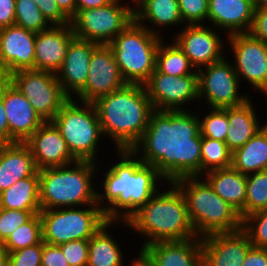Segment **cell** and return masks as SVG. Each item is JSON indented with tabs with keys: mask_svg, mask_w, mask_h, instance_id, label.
<instances>
[{
	"mask_svg": "<svg viewBox=\"0 0 267 266\" xmlns=\"http://www.w3.org/2000/svg\"><path fill=\"white\" fill-rule=\"evenodd\" d=\"M192 110H154L141 139L131 149L169 182L201 176L200 121Z\"/></svg>",
	"mask_w": 267,
	"mask_h": 266,
	"instance_id": "6da1fadb",
	"label": "cell"
},
{
	"mask_svg": "<svg viewBox=\"0 0 267 266\" xmlns=\"http://www.w3.org/2000/svg\"><path fill=\"white\" fill-rule=\"evenodd\" d=\"M117 159L99 175L97 205L110 221H127L144 206L167 181L153 165L144 164L132 150H115ZM163 182V183H162ZM160 184V185H159ZM160 186V187H159ZM103 187V188H102Z\"/></svg>",
	"mask_w": 267,
	"mask_h": 266,
	"instance_id": "7a4b0ae2",
	"label": "cell"
},
{
	"mask_svg": "<svg viewBox=\"0 0 267 266\" xmlns=\"http://www.w3.org/2000/svg\"><path fill=\"white\" fill-rule=\"evenodd\" d=\"M103 136L115 150H131L141 139L154 111L144 85L126 83L93 102Z\"/></svg>",
	"mask_w": 267,
	"mask_h": 266,
	"instance_id": "3957f363",
	"label": "cell"
},
{
	"mask_svg": "<svg viewBox=\"0 0 267 266\" xmlns=\"http://www.w3.org/2000/svg\"><path fill=\"white\" fill-rule=\"evenodd\" d=\"M165 188L155 193L127 221H117L118 225H123V229L124 226L125 229L130 228L145 239L139 249L159 241L198 238L188 215L184 195L173 182L166 183Z\"/></svg>",
	"mask_w": 267,
	"mask_h": 266,
	"instance_id": "277c9868",
	"label": "cell"
},
{
	"mask_svg": "<svg viewBox=\"0 0 267 266\" xmlns=\"http://www.w3.org/2000/svg\"><path fill=\"white\" fill-rule=\"evenodd\" d=\"M98 163L76 161L39 170L41 210L97 205V185L93 184V177Z\"/></svg>",
	"mask_w": 267,
	"mask_h": 266,
	"instance_id": "5b68a950",
	"label": "cell"
},
{
	"mask_svg": "<svg viewBox=\"0 0 267 266\" xmlns=\"http://www.w3.org/2000/svg\"><path fill=\"white\" fill-rule=\"evenodd\" d=\"M202 178L182 177L173 182L185 197L188 215L197 237L241 229L240 214Z\"/></svg>",
	"mask_w": 267,
	"mask_h": 266,
	"instance_id": "8992f818",
	"label": "cell"
},
{
	"mask_svg": "<svg viewBox=\"0 0 267 266\" xmlns=\"http://www.w3.org/2000/svg\"><path fill=\"white\" fill-rule=\"evenodd\" d=\"M162 39L133 20L111 41L109 46L126 83L144 85L149 80Z\"/></svg>",
	"mask_w": 267,
	"mask_h": 266,
	"instance_id": "52a82bcc",
	"label": "cell"
},
{
	"mask_svg": "<svg viewBox=\"0 0 267 266\" xmlns=\"http://www.w3.org/2000/svg\"><path fill=\"white\" fill-rule=\"evenodd\" d=\"M78 161L97 162L99 142L103 138L94 103L70 98L51 120Z\"/></svg>",
	"mask_w": 267,
	"mask_h": 266,
	"instance_id": "ba28073f",
	"label": "cell"
},
{
	"mask_svg": "<svg viewBox=\"0 0 267 266\" xmlns=\"http://www.w3.org/2000/svg\"><path fill=\"white\" fill-rule=\"evenodd\" d=\"M42 241L60 245L90 239L108 220L98 205L41 210Z\"/></svg>",
	"mask_w": 267,
	"mask_h": 266,
	"instance_id": "9c48e42d",
	"label": "cell"
},
{
	"mask_svg": "<svg viewBox=\"0 0 267 266\" xmlns=\"http://www.w3.org/2000/svg\"><path fill=\"white\" fill-rule=\"evenodd\" d=\"M133 20L134 6L115 0L109 5L79 10L71 19V25L75 37L109 45Z\"/></svg>",
	"mask_w": 267,
	"mask_h": 266,
	"instance_id": "30bf717a",
	"label": "cell"
},
{
	"mask_svg": "<svg viewBox=\"0 0 267 266\" xmlns=\"http://www.w3.org/2000/svg\"><path fill=\"white\" fill-rule=\"evenodd\" d=\"M227 58L197 70L199 102H206L205 108L238 107L250 99L249 94L239 92V78Z\"/></svg>",
	"mask_w": 267,
	"mask_h": 266,
	"instance_id": "8fae6325",
	"label": "cell"
},
{
	"mask_svg": "<svg viewBox=\"0 0 267 266\" xmlns=\"http://www.w3.org/2000/svg\"><path fill=\"white\" fill-rule=\"evenodd\" d=\"M11 83L29 100L44 121H51L70 99L56 74L48 71H16L11 74Z\"/></svg>",
	"mask_w": 267,
	"mask_h": 266,
	"instance_id": "7c38bea8",
	"label": "cell"
},
{
	"mask_svg": "<svg viewBox=\"0 0 267 266\" xmlns=\"http://www.w3.org/2000/svg\"><path fill=\"white\" fill-rule=\"evenodd\" d=\"M144 87L154 110H189L190 102L199 101L197 70L190 75L171 76L155 69Z\"/></svg>",
	"mask_w": 267,
	"mask_h": 266,
	"instance_id": "4fadbf2b",
	"label": "cell"
},
{
	"mask_svg": "<svg viewBox=\"0 0 267 266\" xmlns=\"http://www.w3.org/2000/svg\"><path fill=\"white\" fill-rule=\"evenodd\" d=\"M235 72L258 92L267 87V43L252 37L249 33L227 36ZM243 79V80H241Z\"/></svg>",
	"mask_w": 267,
	"mask_h": 266,
	"instance_id": "5bb4252c",
	"label": "cell"
},
{
	"mask_svg": "<svg viewBox=\"0 0 267 266\" xmlns=\"http://www.w3.org/2000/svg\"><path fill=\"white\" fill-rule=\"evenodd\" d=\"M180 28L172 40L183 50L195 70L222 60L228 52L224 51L228 45L214 27L195 24Z\"/></svg>",
	"mask_w": 267,
	"mask_h": 266,
	"instance_id": "9a60e30c",
	"label": "cell"
},
{
	"mask_svg": "<svg viewBox=\"0 0 267 266\" xmlns=\"http://www.w3.org/2000/svg\"><path fill=\"white\" fill-rule=\"evenodd\" d=\"M126 84L109 45H99L92 53L84 89L74 98L93 103Z\"/></svg>",
	"mask_w": 267,
	"mask_h": 266,
	"instance_id": "2e32d148",
	"label": "cell"
},
{
	"mask_svg": "<svg viewBox=\"0 0 267 266\" xmlns=\"http://www.w3.org/2000/svg\"><path fill=\"white\" fill-rule=\"evenodd\" d=\"M24 143L29 147L38 171L78 161L52 121H45Z\"/></svg>",
	"mask_w": 267,
	"mask_h": 266,
	"instance_id": "e0dca14e",
	"label": "cell"
},
{
	"mask_svg": "<svg viewBox=\"0 0 267 266\" xmlns=\"http://www.w3.org/2000/svg\"><path fill=\"white\" fill-rule=\"evenodd\" d=\"M138 258L147 266H203L201 238L154 242L140 249Z\"/></svg>",
	"mask_w": 267,
	"mask_h": 266,
	"instance_id": "ac0fdd59",
	"label": "cell"
},
{
	"mask_svg": "<svg viewBox=\"0 0 267 266\" xmlns=\"http://www.w3.org/2000/svg\"><path fill=\"white\" fill-rule=\"evenodd\" d=\"M203 266H243L253 246L241 228L233 232L215 233L201 238Z\"/></svg>",
	"mask_w": 267,
	"mask_h": 266,
	"instance_id": "d6986e66",
	"label": "cell"
},
{
	"mask_svg": "<svg viewBox=\"0 0 267 266\" xmlns=\"http://www.w3.org/2000/svg\"><path fill=\"white\" fill-rule=\"evenodd\" d=\"M36 33L17 25L0 28V68L8 74L34 70Z\"/></svg>",
	"mask_w": 267,
	"mask_h": 266,
	"instance_id": "ffe728a7",
	"label": "cell"
},
{
	"mask_svg": "<svg viewBox=\"0 0 267 266\" xmlns=\"http://www.w3.org/2000/svg\"><path fill=\"white\" fill-rule=\"evenodd\" d=\"M2 103L9 127V144L24 143L45 122L12 83L4 91Z\"/></svg>",
	"mask_w": 267,
	"mask_h": 266,
	"instance_id": "44dd1931",
	"label": "cell"
},
{
	"mask_svg": "<svg viewBox=\"0 0 267 266\" xmlns=\"http://www.w3.org/2000/svg\"><path fill=\"white\" fill-rule=\"evenodd\" d=\"M99 45L75 37L67 50L63 64L56 73L64 93L75 98L85 87L93 51ZM74 96V97H73Z\"/></svg>",
	"mask_w": 267,
	"mask_h": 266,
	"instance_id": "7402d4cb",
	"label": "cell"
},
{
	"mask_svg": "<svg viewBox=\"0 0 267 266\" xmlns=\"http://www.w3.org/2000/svg\"><path fill=\"white\" fill-rule=\"evenodd\" d=\"M75 38L71 24L52 25L36 33L34 70L57 73L67 54L71 41Z\"/></svg>",
	"mask_w": 267,
	"mask_h": 266,
	"instance_id": "603a6c76",
	"label": "cell"
},
{
	"mask_svg": "<svg viewBox=\"0 0 267 266\" xmlns=\"http://www.w3.org/2000/svg\"><path fill=\"white\" fill-rule=\"evenodd\" d=\"M253 14V0H209L207 25L223 30L225 36L248 33Z\"/></svg>",
	"mask_w": 267,
	"mask_h": 266,
	"instance_id": "cb8c5ba5",
	"label": "cell"
},
{
	"mask_svg": "<svg viewBox=\"0 0 267 266\" xmlns=\"http://www.w3.org/2000/svg\"><path fill=\"white\" fill-rule=\"evenodd\" d=\"M37 171L33 155L25 143L0 145V193Z\"/></svg>",
	"mask_w": 267,
	"mask_h": 266,
	"instance_id": "d4e9b609",
	"label": "cell"
},
{
	"mask_svg": "<svg viewBox=\"0 0 267 266\" xmlns=\"http://www.w3.org/2000/svg\"><path fill=\"white\" fill-rule=\"evenodd\" d=\"M133 6L134 20L161 38L165 39L161 33L163 27L185 25L180 16L178 0H140Z\"/></svg>",
	"mask_w": 267,
	"mask_h": 266,
	"instance_id": "484cf974",
	"label": "cell"
},
{
	"mask_svg": "<svg viewBox=\"0 0 267 266\" xmlns=\"http://www.w3.org/2000/svg\"><path fill=\"white\" fill-rule=\"evenodd\" d=\"M253 100L250 98L238 107L228 108L229 127L225 143L232 153L264 127L258 118Z\"/></svg>",
	"mask_w": 267,
	"mask_h": 266,
	"instance_id": "4316f807",
	"label": "cell"
},
{
	"mask_svg": "<svg viewBox=\"0 0 267 266\" xmlns=\"http://www.w3.org/2000/svg\"><path fill=\"white\" fill-rule=\"evenodd\" d=\"M214 192L239 214L245 210L247 178L245 174L228 168L215 169L203 175Z\"/></svg>",
	"mask_w": 267,
	"mask_h": 266,
	"instance_id": "83f0119b",
	"label": "cell"
},
{
	"mask_svg": "<svg viewBox=\"0 0 267 266\" xmlns=\"http://www.w3.org/2000/svg\"><path fill=\"white\" fill-rule=\"evenodd\" d=\"M117 221L108 220L90 239H89V255L87 266H124L125 256L123 249L116 239L110 234L112 227ZM137 257L131 259L130 266ZM126 266V265H125Z\"/></svg>",
	"mask_w": 267,
	"mask_h": 266,
	"instance_id": "f1b7e54d",
	"label": "cell"
},
{
	"mask_svg": "<svg viewBox=\"0 0 267 266\" xmlns=\"http://www.w3.org/2000/svg\"><path fill=\"white\" fill-rule=\"evenodd\" d=\"M0 208L21 211H41L38 171L18 180L0 193Z\"/></svg>",
	"mask_w": 267,
	"mask_h": 266,
	"instance_id": "f546056e",
	"label": "cell"
},
{
	"mask_svg": "<svg viewBox=\"0 0 267 266\" xmlns=\"http://www.w3.org/2000/svg\"><path fill=\"white\" fill-rule=\"evenodd\" d=\"M232 167L245 175L267 170L266 126L232 153Z\"/></svg>",
	"mask_w": 267,
	"mask_h": 266,
	"instance_id": "4dcf8cb0",
	"label": "cell"
},
{
	"mask_svg": "<svg viewBox=\"0 0 267 266\" xmlns=\"http://www.w3.org/2000/svg\"><path fill=\"white\" fill-rule=\"evenodd\" d=\"M164 42L163 38L158 46L155 69L158 72L171 76L193 74L196 71L195 68L191 65L189 58L184 54L177 43L172 39L168 44Z\"/></svg>",
	"mask_w": 267,
	"mask_h": 266,
	"instance_id": "1f68e13d",
	"label": "cell"
},
{
	"mask_svg": "<svg viewBox=\"0 0 267 266\" xmlns=\"http://www.w3.org/2000/svg\"><path fill=\"white\" fill-rule=\"evenodd\" d=\"M232 166V152L225 142L202 137L201 176L206 172Z\"/></svg>",
	"mask_w": 267,
	"mask_h": 266,
	"instance_id": "d6a6232c",
	"label": "cell"
},
{
	"mask_svg": "<svg viewBox=\"0 0 267 266\" xmlns=\"http://www.w3.org/2000/svg\"><path fill=\"white\" fill-rule=\"evenodd\" d=\"M246 178L245 210L240 214L241 219L267 209V170L248 174Z\"/></svg>",
	"mask_w": 267,
	"mask_h": 266,
	"instance_id": "836d02e7",
	"label": "cell"
},
{
	"mask_svg": "<svg viewBox=\"0 0 267 266\" xmlns=\"http://www.w3.org/2000/svg\"><path fill=\"white\" fill-rule=\"evenodd\" d=\"M42 241V221L39 213L28 222L13 231L2 244L3 249L9 253L39 244Z\"/></svg>",
	"mask_w": 267,
	"mask_h": 266,
	"instance_id": "e575fe53",
	"label": "cell"
},
{
	"mask_svg": "<svg viewBox=\"0 0 267 266\" xmlns=\"http://www.w3.org/2000/svg\"><path fill=\"white\" fill-rule=\"evenodd\" d=\"M15 25L35 33L52 26L33 0H16Z\"/></svg>",
	"mask_w": 267,
	"mask_h": 266,
	"instance_id": "d590c367",
	"label": "cell"
},
{
	"mask_svg": "<svg viewBox=\"0 0 267 266\" xmlns=\"http://www.w3.org/2000/svg\"><path fill=\"white\" fill-rule=\"evenodd\" d=\"M208 113L201 115L198 113L200 121V134L202 137L225 142L229 127L228 108H209ZM201 115V116H200Z\"/></svg>",
	"mask_w": 267,
	"mask_h": 266,
	"instance_id": "8d00e7d4",
	"label": "cell"
},
{
	"mask_svg": "<svg viewBox=\"0 0 267 266\" xmlns=\"http://www.w3.org/2000/svg\"><path fill=\"white\" fill-rule=\"evenodd\" d=\"M242 229L247 233L253 246L267 249V209L244 217Z\"/></svg>",
	"mask_w": 267,
	"mask_h": 266,
	"instance_id": "74e56055",
	"label": "cell"
},
{
	"mask_svg": "<svg viewBox=\"0 0 267 266\" xmlns=\"http://www.w3.org/2000/svg\"><path fill=\"white\" fill-rule=\"evenodd\" d=\"M39 212L0 208V243L3 244L13 231Z\"/></svg>",
	"mask_w": 267,
	"mask_h": 266,
	"instance_id": "f35d334b",
	"label": "cell"
},
{
	"mask_svg": "<svg viewBox=\"0 0 267 266\" xmlns=\"http://www.w3.org/2000/svg\"><path fill=\"white\" fill-rule=\"evenodd\" d=\"M209 0H178L180 16L185 25L206 24Z\"/></svg>",
	"mask_w": 267,
	"mask_h": 266,
	"instance_id": "ab89813d",
	"label": "cell"
},
{
	"mask_svg": "<svg viewBox=\"0 0 267 266\" xmlns=\"http://www.w3.org/2000/svg\"><path fill=\"white\" fill-rule=\"evenodd\" d=\"M69 266H87L89 239L74 240L58 245Z\"/></svg>",
	"mask_w": 267,
	"mask_h": 266,
	"instance_id": "60d3db41",
	"label": "cell"
},
{
	"mask_svg": "<svg viewBox=\"0 0 267 266\" xmlns=\"http://www.w3.org/2000/svg\"><path fill=\"white\" fill-rule=\"evenodd\" d=\"M42 252L43 241L36 245L9 252V266H41Z\"/></svg>",
	"mask_w": 267,
	"mask_h": 266,
	"instance_id": "b9f144b4",
	"label": "cell"
},
{
	"mask_svg": "<svg viewBox=\"0 0 267 266\" xmlns=\"http://www.w3.org/2000/svg\"><path fill=\"white\" fill-rule=\"evenodd\" d=\"M51 25L71 24V20L61 11L55 0H33Z\"/></svg>",
	"mask_w": 267,
	"mask_h": 266,
	"instance_id": "7bdbcfd3",
	"label": "cell"
},
{
	"mask_svg": "<svg viewBox=\"0 0 267 266\" xmlns=\"http://www.w3.org/2000/svg\"><path fill=\"white\" fill-rule=\"evenodd\" d=\"M41 266H69L58 245L43 242Z\"/></svg>",
	"mask_w": 267,
	"mask_h": 266,
	"instance_id": "ee69618b",
	"label": "cell"
},
{
	"mask_svg": "<svg viewBox=\"0 0 267 266\" xmlns=\"http://www.w3.org/2000/svg\"><path fill=\"white\" fill-rule=\"evenodd\" d=\"M248 33L267 43V9H254L253 21Z\"/></svg>",
	"mask_w": 267,
	"mask_h": 266,
	"instance_id": "f6af8a7d",
	"label": "cell"
},
{
	"mask_svg": "<svg viewBox=\"0 0 267 266\" xmlns=\"http://www.w3.org/2000/svg\"><path fill=\"white\" fill-rule=\"evenodd\" d=\"M16 0H0V28L15 24Z\"/></svg>",
	"mask_w": 267,
	"mask_h": 266,
	"instance_id": "bcb514c9",
	"label": "cell"
},
{
	"mask_svg": "<svg viewBox=\"0 0 267 266\" xmlns=\"http://www.w3.org/2000/svg\"><path fill=\"white\" fill-rule=\"evenodd\" d=\"M243 266H267V249L252 246L246 255Z\"/></svg>",
	"mask_w": 267,
	"mask_h": 266,
	"instance_id": "7dc6e473",
	"label": "cell"
},
{
	"mask_svg": "<svg viewBox=\"0 0 267 266\" xmlns=\"http://www.w3.org/2000/svg\"><path fill=\"white\" fill-rule=\"evenodd\" d=\"M9 144V127L5 109L0 100V145Z\"/></svg>",
	"mask_w": 267,
	"mask_h": 266,
	"instance_id": "c3c4849f",
	"label": "cell"
},
{
	"mask_svg": "<svg viewBox=\"0 0 267 266\" xmlns=\"http://www.w3.org/2000/svg\"><path fill=\"white\" fill-rule=\"evenodd\" d=\"M115 0H76V13L79 10L93 9L109 5Z\"/></svg>",
	"mask_w": 267,
	"mask_h": 266,
	"instance_id": "681fc988",
	"label": "cell"
},
{
	"mask_svg": "<svg viewBox=\"0 0 267 266\" xmlns=\"http://www.w3.org/2000/svg\"><path fill=\"white\" fill-rule=\"evenodd\" d=\"M55 2L70 20L76 15V0H55Z\"/></svg>",
	"mask_w": 267,
	"mask_h": 266,
	"instance_id": "f907efd6",
	"label": "cell"
},
{
	"mask_svg": "<svg viewBox=\"0 0 267 266\" xmlns=\"http://www.w3.org/2000/svg\"><path fill=\"white\" fill-rule=\"evenodd\" d=\"M10 83L11 75L0 68V100L2 99L5 89L9 86Z\"/></svg>",
	"mask_w": 267,
	"mask_h": 266,
	"instance_id": "816d5d0a",
	"label": "cell"
},
{
	"mask_svg": "<svg viewBox=\"0 0 267 266\" xmlns=\"http://www.w3.org/2000/svg\"><path fill=\"white\" fill-rule=\"evenodd\" d=\"M0 266H9V256L4 249L0 252Z\"/></svg>",
	"mask_w": 267,
	"mask_h": 266,
	"instance_id": "f5cc1de1",
	"label": "cell"
},
{
	"mask_svg": "<svg viewBox=\"0 0 267 266\" xmlns=\"http://www.w3.org/2000/svg\"><path fill=\"white\" fill-rule=\"evenodd\" d=\"M254 9H267V0H253Z\"/></svg>",
	"mask_w": 267,
	"mask_h": 266,
	"instance_id": "db71d44e",
	"label": "cell"
},
{
	"mask_svg": "<svg viewBox=\"0 0 267 266\" xmlns=\"http://www.w3.org/2000/svg\"><path fill=\"white\" fill-rule=\"evenodd\" d=\"M130 266H147L144 262H142L139 258H137Z\"/></svg>",
	"mask_w": 267,
	"mask_h": 266,
	"instance_id": "11a10c76",
	"label": "cell"
},
{
	"mask_svg": "<svg viewBox=\"0 0 267 266\" xmlns=\"http://www.w3.org/2000/svg\"><path fill=\"white\" fill-rule=\"evenodd\" d=\"M259 93H262V94H264L265 96L264 97H266V99H267V87L262 91V92H259ZM264 126H266L267 127V123H265V125Z\"/></svg>",
	"mask_w": 267,
	"mask_h": 266,
	"instance_id": "9f6ffc18",
	"label": "cell"
},
{
	"mask_svg": "<svg viewBox=\"0 0 267 266\" xmlns=\"http://www.w3.org/2000/svg\"><path fill=\"white\" fill-rule=\"evenodd\" d=\"M129 1H130V2L132 1V2H131V5H133V4L136 5L140 0H129Z\"/></svg>",
	"mask_w": 267,
	"mask_h": 266,
	"instance_id": "6f0895ef",
	"label": "cell"
},
{
	"mask_svg": "<svg viewBox=\"0 0 267 266\" xmlns=\"http://www.w3.org/2000/svg\"><path fill=\"white\" fill-rule=\"evenodd\" d=\"M3 250V245L0 243V252Z\"/></svg>",
	"mask_w": 267,
	"mask_h": 266,
	"instance_id": "680465c9",
	"label": "cell"
}]
</instances>
